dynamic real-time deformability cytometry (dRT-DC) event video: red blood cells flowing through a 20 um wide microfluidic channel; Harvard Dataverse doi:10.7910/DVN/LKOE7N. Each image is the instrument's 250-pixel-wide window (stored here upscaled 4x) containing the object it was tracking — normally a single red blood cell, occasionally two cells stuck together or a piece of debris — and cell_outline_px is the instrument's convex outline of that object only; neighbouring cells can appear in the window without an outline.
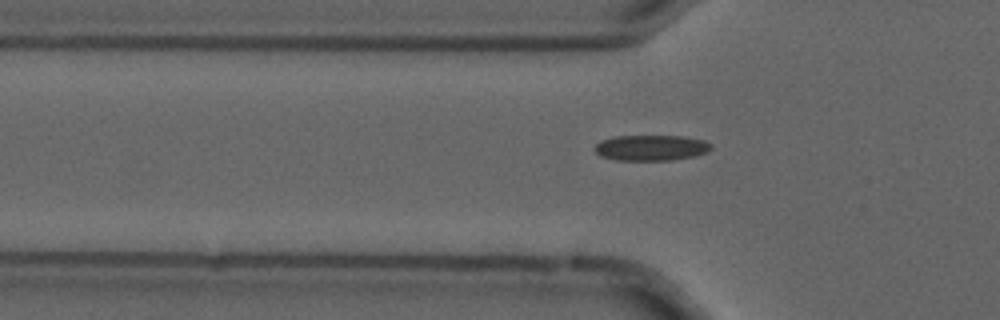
{"species": "common noctule bat (a hibernating species)", "species_latin": "Nyctalus noctula", "temperature_condition": "cold", "stored_images_in_passage": 52, "camera_frame_rate_fps": 3000, "um_per_image_px": 0.085, "animal": {"sex": "male", "forearm_length_mm": 52.5}, "frame": {"image": 1, "passage_image": 15, "time_ms": 4.667, "image_size_px": [1000, 320], "cell_outline_px": [[712, 148], [708, 152], [696, 156], [672, 160], [616, 160], [600, 156], [592, 148], [600, 140], [616, 136], [684, 136], [704, 140], [712, 144]], "centroid_in_image_um": [55.35, 12.56], "position_along_channel_um": 70.4, "area_um2": 17.63}}
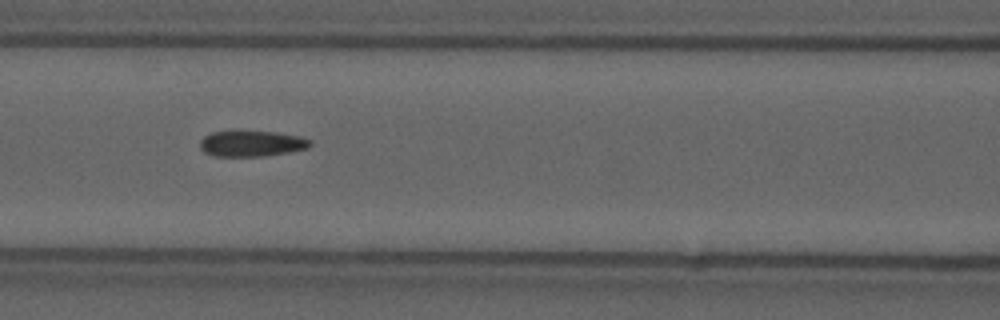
{"frame": {"image": 2, "passage_image": 21, "time_ms": 6.667, "image_size_px": [1000, 320], "cell_outline_px": [[312, 144], [308, 148], [288, 152], [264, 156], [216, 156], [204, 152], [200, 148], [200, 140], [204, 136], [212, 132], [276, 132], [300, 136], [312, 140]], "centroid_in_image_um": [21.41, 12.21], "position_along_channel_um": 145.2, "area_um2": 16.42}}
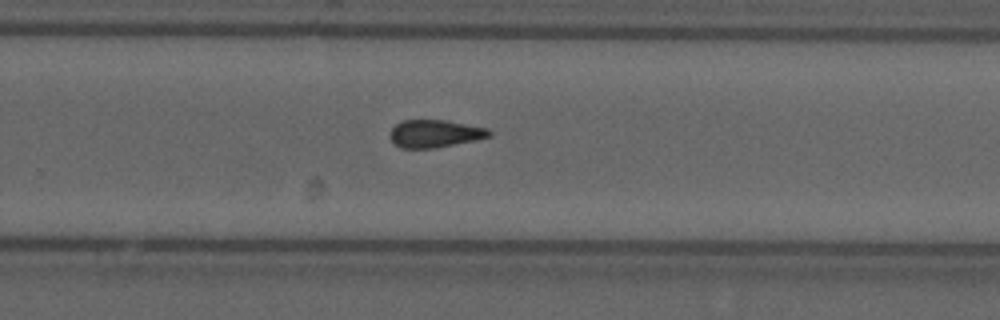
{"frame": {"image": 3, "passage_image": 33, "time_ms": 10.667, "image_size_px": [1000, 320], "cell_outline_px": [[492, 136], [432, 148], [400, 148], [388, 136], [388, 132], [396, 124], [404, 120], [444, 120], [488, 128], [492, 132]], "centroid_in_image_um": [36.93, 11.35], "position_along_channel_um": 292.9, "area_um2": 15.78}, "authors_computed_cell_mechanics": {"area_um2": 16.7042, "velocity_mm_per_s": 3.7087, "shape_relaxation_time_tau1_ms": null, "shape_relaxation_time_tau2_ms": 3.7515, "deformation_change_tau1": null, "deformation_change_tau2": 0.0995}}